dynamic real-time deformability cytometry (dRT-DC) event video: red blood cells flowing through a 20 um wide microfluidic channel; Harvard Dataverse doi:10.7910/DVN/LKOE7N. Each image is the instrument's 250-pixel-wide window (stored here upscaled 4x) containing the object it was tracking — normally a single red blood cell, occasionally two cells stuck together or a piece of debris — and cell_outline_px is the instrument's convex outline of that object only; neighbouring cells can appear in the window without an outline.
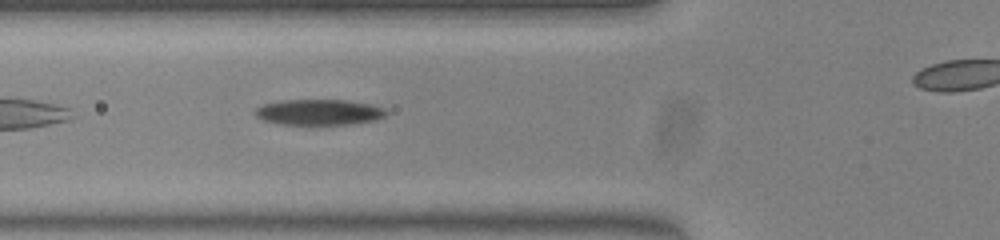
{"species": "common noctule bat (a hibernating species)", "species_latin": "Nyctalus noctula", "temperature_condition": "warm", "stored_images_in_passage": 33, "camera_frame_rate_fps": 3000, "um_per_image_px": 0.085, "animal": {"sex": "female", "body_mass_g": 23.0, "forearm_length_mm": 53.4}, "frame": {"image": 1, "passage_image": 4, "time_ms": 1.0, "image_size_px": [1000, 240], "cell_outline_px": [[384, 112], [380, 116], [364, 120], [336, 124], [296, 124], [268, 120], [260, 116], [256, 112], [260, 108], [268, 104], [296, 100], [336, 100], [360, 104], [376, 108]], "centroid_in_image_um": [27.01, 9.53], "position_along_channel_um": 98.8, "area_um2": 17.11}}
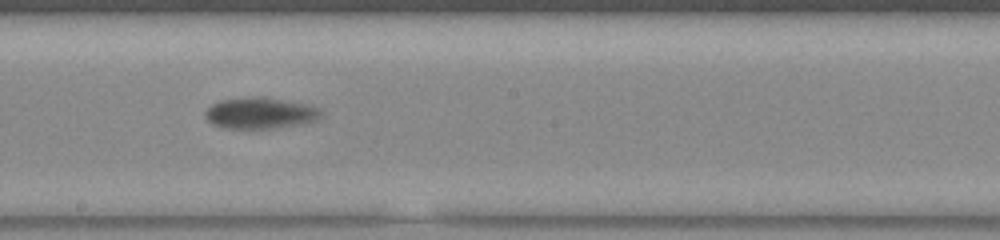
{"frame": {"image": 2, "passage_image": 14, "time_ms": 4.333, "image_size_px": [1000, 240], "cell_outline_px": [[316, 112], [312, 116], [300, 120], [276, 124], [220, 124], [212, 120], [208, 116], [208, 108], [216, 104], [228, 100], [268, 100], [292, 104], [308, 108]], "centroid_in_image_um": [21.86, 9.55], "position_along_channel_um": 226.3, "area_um2": 15.14}}
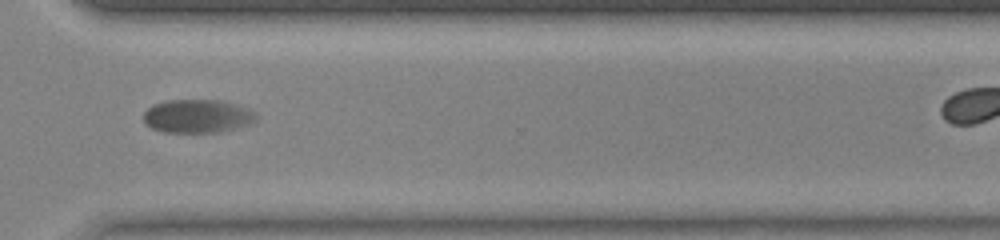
{"frame": {"image": 3, "passage_image": 24, "time_ms": 7.667, "image_size_px": [1000, 240], "cell_outline_px": [[244, 116], [220, 128], [204, 132], [172, 132], [152, 128], [144, 120], [144, 112], [148, 108], [156, 104], [176, 100], [208, 100], [224, 104], [240, 112]], "centroid_in_image_um": [16.17, 9.85], "position_along_channel_um": 354.4, "area_um2": 17.92}}